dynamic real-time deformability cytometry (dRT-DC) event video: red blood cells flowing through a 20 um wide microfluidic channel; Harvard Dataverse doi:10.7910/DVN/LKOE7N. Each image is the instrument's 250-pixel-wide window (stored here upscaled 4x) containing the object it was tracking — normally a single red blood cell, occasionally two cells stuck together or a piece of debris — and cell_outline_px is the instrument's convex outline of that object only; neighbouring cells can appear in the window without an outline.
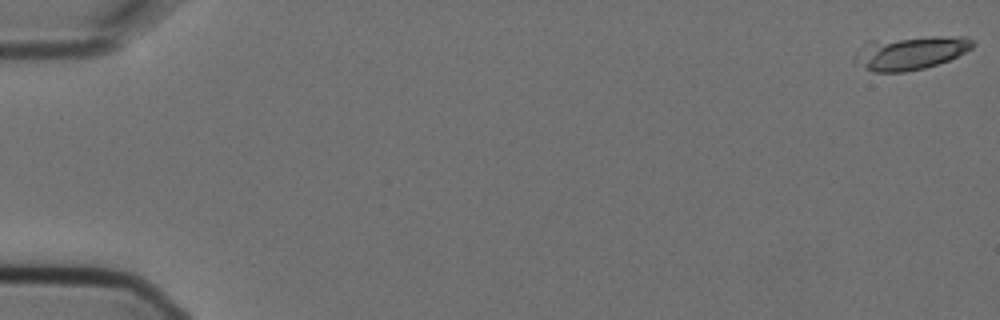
{"species": "Egyptian fruit bat (a non-hibernating species)", "species_latin": "Rousettus aegyptiacus", "temperature_condition": "cold", "stored_images_in_passage": 5, "camera_frame_rate_fps": 3000, "um_per_image_px": 0.085, "animal": {"sex": "female"}, "frame": {"image": 1, "passage_image": 1, "time_ms": 0.0, "image_size_px": [1000, 320], "cell_outline_px": [[976, 44], [972, 48], [948, 60], [924, 68], [904, 72], [872, 72], [864, 68], [852, 60], [852, 56], [868, 40], [932, 36], [964, 36], [972, 40]], "centroid_in_image_um": [77.33, 4.48], "position_along_channel_um": 7.7, "area_um2": 23.29}}
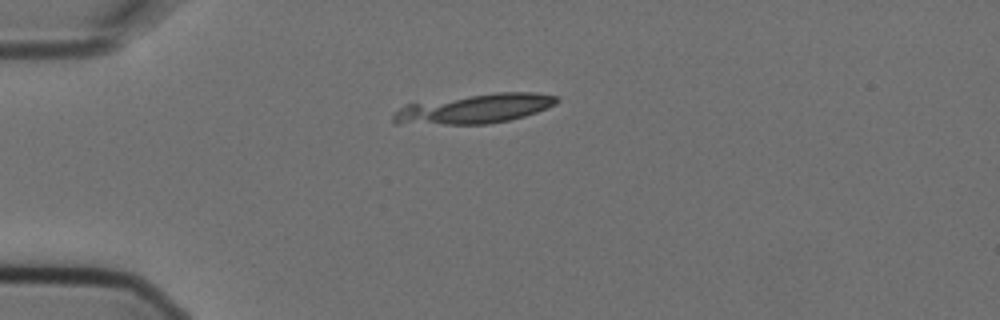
{"frame": {"image": 2, "passage_image": 5, "time_ms": 1.333, "image_size_px": [1000, 320], "cell_outline_px": [[560, 100], [556, 104], [548, 108], [524, 116], [508, 120], [488, 124], [396, 124], [392, 120], [392, 112], [404, 104], [496, 92], [536, 92], [560, 96]], "centroid_in_image_um": [40.33, 9.24], "position_along_channel_um": 44.7, "area_um2": 28.32}}